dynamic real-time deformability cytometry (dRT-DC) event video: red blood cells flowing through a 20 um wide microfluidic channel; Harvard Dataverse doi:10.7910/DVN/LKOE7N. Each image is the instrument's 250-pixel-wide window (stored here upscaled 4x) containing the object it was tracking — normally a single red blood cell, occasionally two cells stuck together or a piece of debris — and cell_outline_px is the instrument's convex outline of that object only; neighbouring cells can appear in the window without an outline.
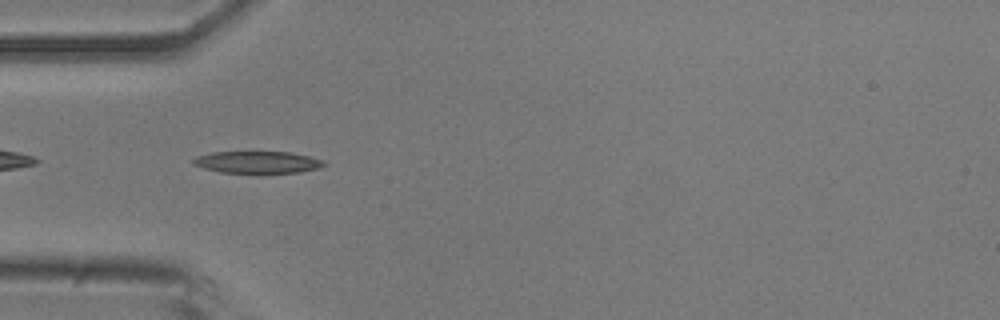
{"species": "common noctule bat (a hibernating species)", "species_latin": "Nyctalus noctula", "temperature_condition": "room temperature", "stored_images_in_passage": 39, "camera_frame_rate_fps": 3000, "um_per_image_px": 0.085, "animal": {"sex": "male", "body_mass_g": 20.5, "forearm_length_mm": 52.5}, "frame": {"image": 1, "passage_image": 2, "time_ms": 0.333, "image_size_px": [1000, 320], "cell_outline_px": [[328, 164], [320, 168], [300, 172], [220, 172], [204, 168], [192, 164], [192, 160], [196, 156], [212, 152], [288, 152], [308, 156], [324, 160]], "centroid_in_image_um": [21.9, 13.78], "position_along_channel_um": 63.1, "area_um2": 16.59}}
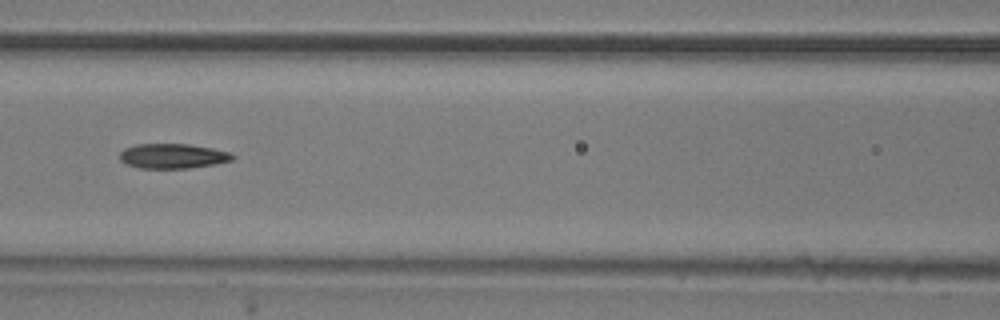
{"frame": {"image": 2, "passage_image": 9, "time_ms": 2.667, "image_size_px": [1000, 320], "cell_outline_px": [[236, 156], [232, 160], [216, 164], [188, 168], [140, 168], [124, 164], [120, 160], [120, 152], [124, 148], [136, 144], [188, 144], [212, 148], [228, 152]], "centroid_in_image_um": [14.66, 13.26], "position_along_channel_um": 151.9, "area_um2": 16.36}}
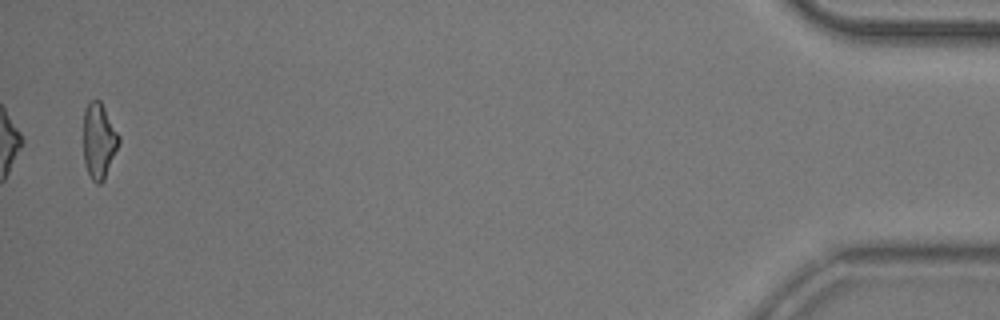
{"frame": {"image": 3, "passage_image": 38, "time_ms": 12.333, "image_size_px": [1000, 320], "cell_outline_px": [[120, 140], [104, 180], [100, 184], [96, 184], [92, 180], [84, 164], [84, 108], [92, 100], [100, 100], [120, 136]], "centroid_in_image_um": [8.4, 11.97], "position_along_channel_um": 426.8, "area_um2": 15.43}, "authors_computed_cell_mechanics": {"area_um2": 16.473, "velocity_mm_per_s": 3.7949, "shape_relaxation_time_tau1_ms": 6.3644, "shape_relaxation_time_tau2_ms": 3.764, "deformation_change_tau1": 0.1687, "deformation_change_tau2": 0.1261}}